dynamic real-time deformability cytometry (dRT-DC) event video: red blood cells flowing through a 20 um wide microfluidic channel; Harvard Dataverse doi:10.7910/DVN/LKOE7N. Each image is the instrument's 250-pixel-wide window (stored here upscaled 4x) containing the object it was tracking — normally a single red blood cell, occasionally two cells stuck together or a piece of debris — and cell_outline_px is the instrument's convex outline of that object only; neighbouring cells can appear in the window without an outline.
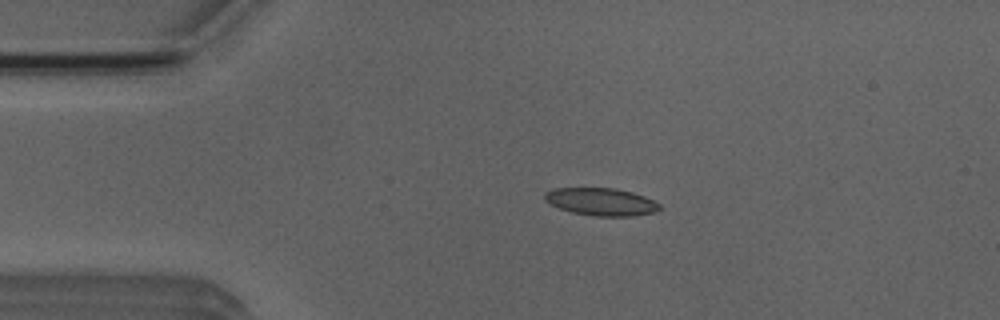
{"species": "Egyptian fruit bat (a non-hibernating species)", "species_latin": "Rousettus aegyptiacus", "temperature_condition": "room temperature", "stored_images_in_passage": 4, "camera_frame_rate_fps": 3000, "um_per_image_px": 0.085, "animal": {"sex": "male"}, "frame": {"image": 1, "passage_image": 3, "time_ms": 3.0, "image_size_px": [1000, 320], "cell_outline_px": [[660, 208], [656, 212], [632, 216], [596, 216], [572, 212], [560, 208], [544, 200], [544, 192], [552, 188], [616, 188], [632, 192], [644, 196], [660, 204]], "centroid_in_image_um": [51.09, 17.14], "position_along_channel_um": 33.9, "area_um2": 18.44}}